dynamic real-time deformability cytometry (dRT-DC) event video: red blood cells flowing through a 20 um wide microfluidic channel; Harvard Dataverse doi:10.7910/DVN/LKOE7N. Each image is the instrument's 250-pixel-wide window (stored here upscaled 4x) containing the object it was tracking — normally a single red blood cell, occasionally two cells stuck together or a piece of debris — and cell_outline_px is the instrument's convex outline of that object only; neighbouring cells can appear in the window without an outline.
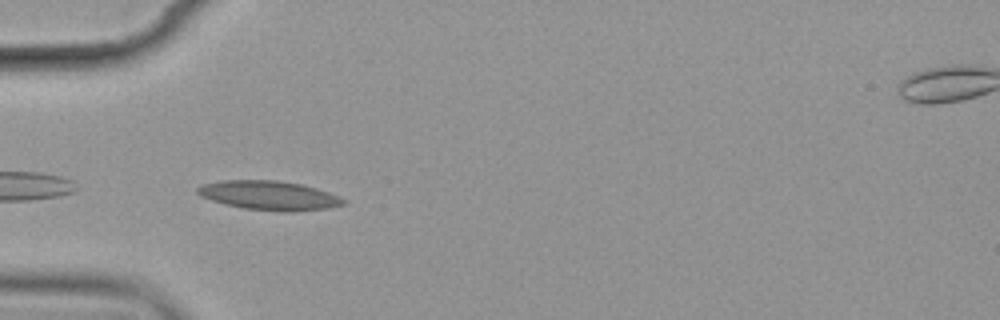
{"species": "common noctule bat (a hibernating species)", "species_latin": "Nyctalus noctula", "temperature_condition": "cold", "stored_images_in_passage": 6, "camera_frame_rate_fps": 3000, "um_per_image_px": 0.085, "animal": {"sex": "female", "body_mass_g": 19.9}, "frame": {"image": 1, "passage_image": 5, "time_ms": 5.667, "image_size_px": [1000, 320], "cell_outline_px": [[344, 204], [328, 208], [292, 212], [284, 212], [244, 208], [224, 204], [200, 196], [196, 192], [196, 188], [204, 184], [220, 180], [276, 180], [300, 184], [316, 188], [328, 192], [344, 200]], "centroid_in_image_um": [22.83, 16.61], "position_along_channel_um": 62.2, "area_um2": 24.62}}